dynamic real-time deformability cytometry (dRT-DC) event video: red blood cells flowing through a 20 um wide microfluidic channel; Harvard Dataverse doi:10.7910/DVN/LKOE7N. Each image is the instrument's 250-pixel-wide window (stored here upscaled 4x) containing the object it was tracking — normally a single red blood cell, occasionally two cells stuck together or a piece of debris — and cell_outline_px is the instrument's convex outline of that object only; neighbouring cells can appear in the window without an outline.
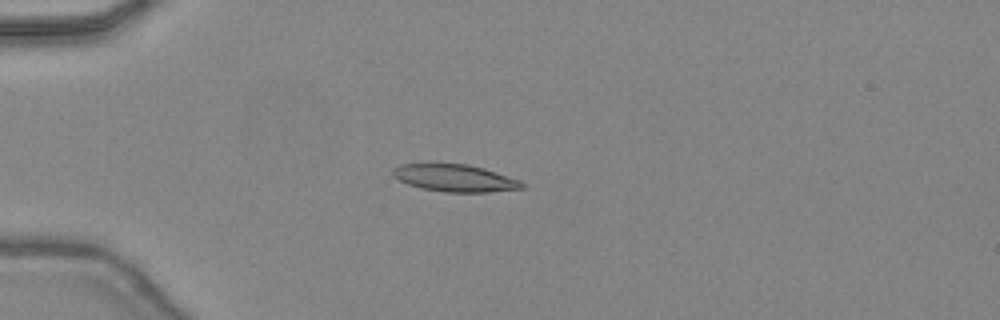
{"species": "common noctule bat (a hibernating species)", "species_latin": "Nyctalus noctula", "temperature_condition": "warm", "stored_images_in_passage": 36, "camera_frame_rate_fps": 3000, "um_per_image_px": 0.085, "animal": {"sex": "female", "body_mass_g": 24.6, "forearm_length_mm": 56.2}, "frame": {"image": 1, "passage_image": 3, "time_ms": 0.667, "image_size_px": [1000, 320], "cell_outline_px": [[524, 188], [488, 192], [444, 192], [420, 188], [408, 184], [392, 176], [392, 168], [400, 164], [468, 164], [484, 168], [520, 180], [524, 184]], "centroid_in_image_um": [38.65, 15.14], "position_along_channel_um": 46.3, "area_um2": 20.46}}
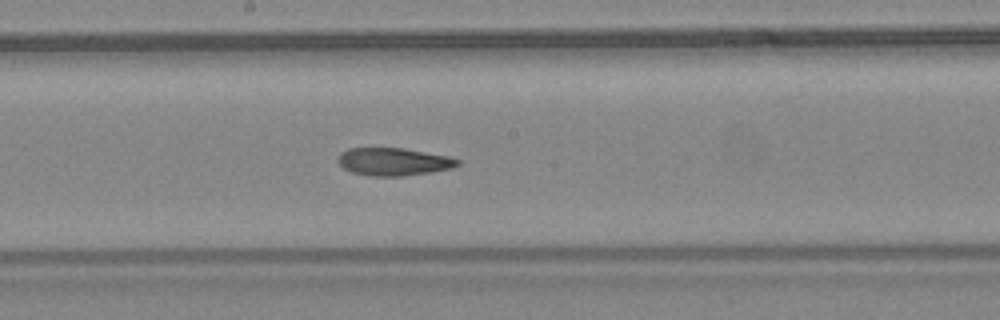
{"frame": {"image": 2, "passage_image": 16, "time_ms": 5.0, "image_size_px": [1000, 320], "cell_outline_px": [[460, 164], [452, 168], [432, 172], [400, 176], [372, 176], [352, 172], [344, 168], [336, 160], [340, 152], [348, 148], [404, 148], [452, 156], [460, 160]], "centroid_in_image_um": [33.48, 13.73], "position_along_channel_um": 214.7, "area_um2": 19.54}}
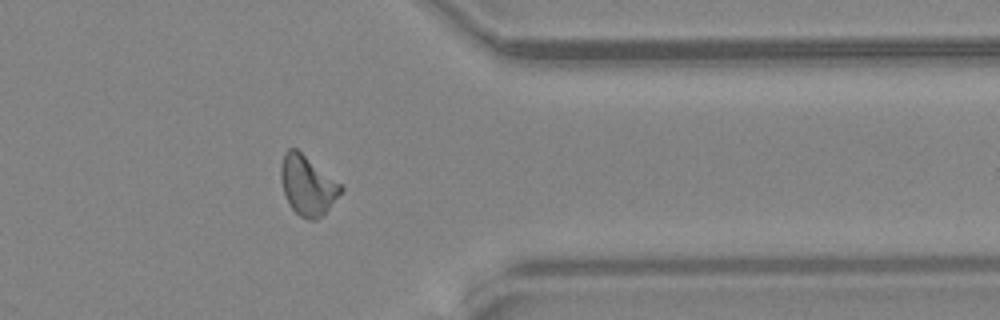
{"frame": {"image": 3, "passage_image": 28, "time_ms": 9.0, "image_size_px": [1000, 320], "cell_outline_px": [[344, 188], [328, 208], [316, 220], [308, 220], [300, 216], [288, 204], [280, 180], [280, 164], [284, 152], [288, 148], [296, 148], [340, 184]], "centroid_in_image_um": [26.08, 15.74], "position_along_channel_um": 385.3, "area_um2": 20.46}, "authors_computed_cell_mechanics": {"area_um2": 19.9699, "velocity_mm_per_s": 4.5042, "shape_relaxation_time_tau1_ms": 7.9398, "shape_relaxation_time_tau2_ms": 4.2572, "deformation_change_tau1": 0.2366, "deformation_change_tau2": 0.1432}}